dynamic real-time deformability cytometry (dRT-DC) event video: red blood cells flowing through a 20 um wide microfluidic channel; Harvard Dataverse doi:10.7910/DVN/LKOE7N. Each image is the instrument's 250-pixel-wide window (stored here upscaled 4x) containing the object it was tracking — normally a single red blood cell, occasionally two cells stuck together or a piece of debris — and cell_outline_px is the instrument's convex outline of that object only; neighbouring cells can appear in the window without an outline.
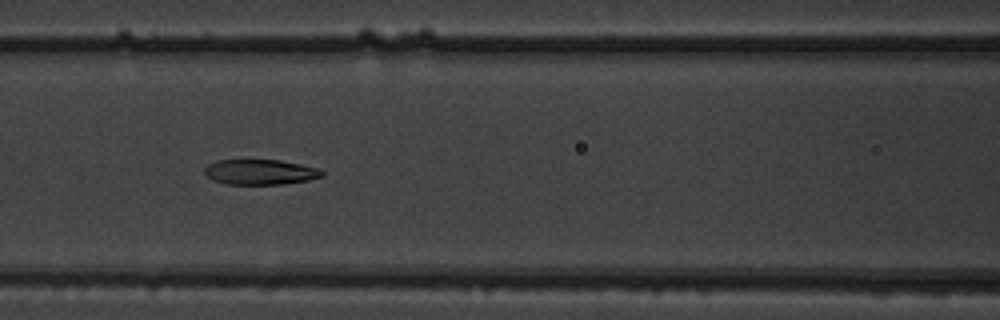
{"species": "common noctule bat (a hibernating species)", "species_latin": "Nyctalus noctula", "temperature_condition": "warm", "stored_images_in_passage": 49, "camera_frame_rate_fps": 3000, "um_per_image_px": 0.085, "animal": {"sex": "male", "body_mass_g": 19.5, "forearm_length_mm": 54.6}, "frame": {"image": 1, "passage_image": 23, "time_ms": 7.333, "image_size_px": [1000, 320], "cell_outline_px": [[324, 176], [308, 180], [284, 184], [224, 184], [212, 180], [204, 172], [204, 168], [208, 164], [216, 160], [280, 160], [320, 168], [324, 172]], "centroid_in_image_um": [22.12, 14.62], "position_along_channel_um": 144.5, "area_um2": 17.4}}
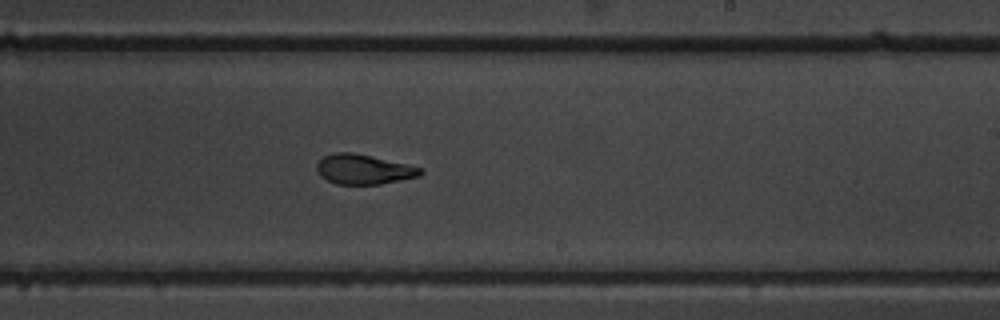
{"frame": {"image": 2, "passage_image": 32, "time_ms": 10.333, "image_size_px": [1000, 320], "cell_outline_px": [[424, 172], [420, 176], [380, 184], [336, 184], [320, 176], [316, 168], [316, 164], [324, 156], [336, 152], [352, 152], [372, 156], [408, 164], [420, 168]], "centroid_in_image_um": [30.9, 14.39], "position_along_channel_um": 258.1, "area_um2": 17.98}}
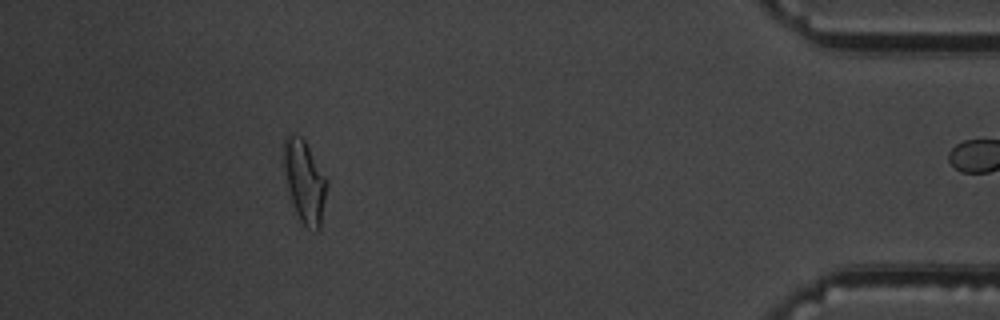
{"frame": {"image": 3, "passage_image": 48, "time_ms": 15.667, "image_size_px": [1000, 320], "cell_outline_px": [[328, 184], [320, 228], [316, 232], [308, 228], [300, 220], [296, 212], [288, 188], [284, 164], [284, 136], [296, 132], [304, 140], [328, 180]], "centroid_in_image_um": [25.91, 15.41], "position_along_channel_um": 409.3, "area_um2": 20.46}}